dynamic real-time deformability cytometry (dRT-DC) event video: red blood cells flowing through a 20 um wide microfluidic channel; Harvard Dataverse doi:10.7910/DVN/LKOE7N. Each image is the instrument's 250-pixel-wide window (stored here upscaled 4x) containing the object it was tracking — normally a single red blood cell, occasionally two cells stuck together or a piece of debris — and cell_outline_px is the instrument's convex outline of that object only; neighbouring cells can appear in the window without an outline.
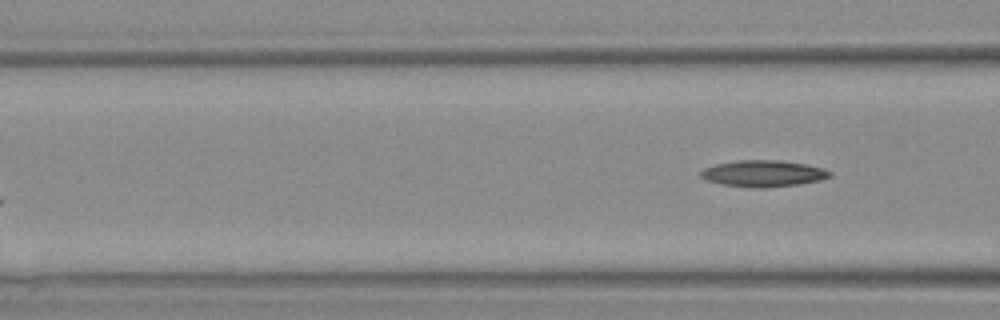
{"species": "Egyptian fruit bat (a non-hibernating species)", "species_latin": "Rousettus aegyptiacus", "temperature_condition": "warm", "stored_images_in_passage": 3, "camera_frame_rate_fps": 3000, "um_per_image_px": 0.085, "animal": {"sex": "female"}, "frame": {"image": 1, "passage_image": 3, "time_ms": 2.333, "image_size_px": [1000, 320], "cell_outline_px": [[832, 176], [820, 180], [796, 184], [764, 188], [748, 188], [720, 184], [704, 180], [700, 176], [700, 172], [704, 168], [716, 164], [740, 160], [776, 160], [804, 164], [824, 168], [832, 172]], "centroid_in_image_um": [64.84, 14.76], "position_along_channel_um": 101.8, "area_um2": 19.94}}